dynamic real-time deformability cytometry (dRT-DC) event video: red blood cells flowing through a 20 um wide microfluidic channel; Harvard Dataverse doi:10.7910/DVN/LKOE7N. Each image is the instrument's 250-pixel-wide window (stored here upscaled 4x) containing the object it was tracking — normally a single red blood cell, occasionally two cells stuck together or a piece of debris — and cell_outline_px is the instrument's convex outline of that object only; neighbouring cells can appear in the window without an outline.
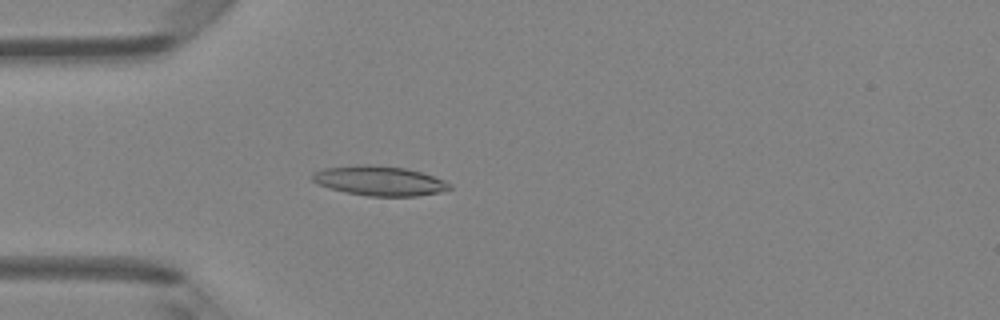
{"species": "Egyptian fruit bat (a non-hibernating species)", "species_latin": "Rousettus aegyptiacus", "temperature_condition": "room temperature", "stored_images_in_passage": 48, "camera_frame_rate_fps": 3000, "um_per_image_px": 0.085, "animal": {"sex": "female"}, "frame": {"image": 1, "passage_image": 14, "time_ms": 4.333, "image_size_px": [1000, 320], "cell_outline_px": [[452, 188], [440, 192], [416, 196], [368, 196], [328, 188], [312, 180], [312, 172], [324, 168], [368, 164], [404, 168], [420, 172], [444, 180], [452, 184]], "centroid_in_image_um": [32.26, 15.37], "position_along_channel_um": 52.7, "area_um2": 23.47}}
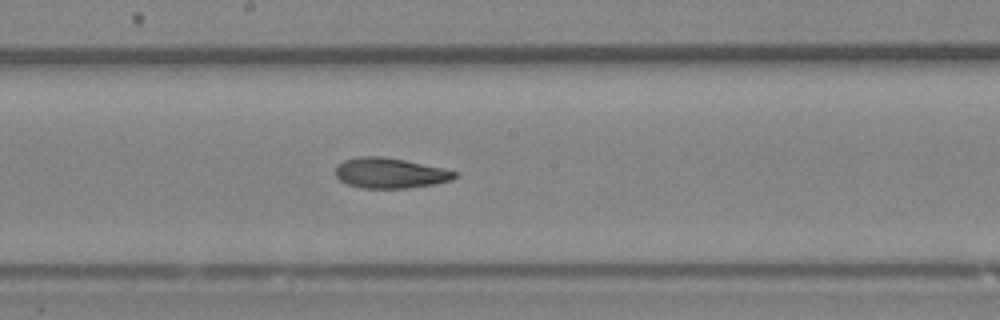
{"frame": {"image": 2, "passage_image": 26, "time_ms": 8.333, "image_size_px": [1000, 320], "cell_outline_px": [[456, 176], [452, 180], [432, 184], [408, 188], [360, 188], [348, 184], [340, 180], [336, 176], [336, 164], [344, 160], [360, 156], [384, 156], [444, 168], [456, 172]], "centroid_in_image_um": [33.12, 14.7], "position_along_channel_um": 215.1, "area_um2": 21.04}}
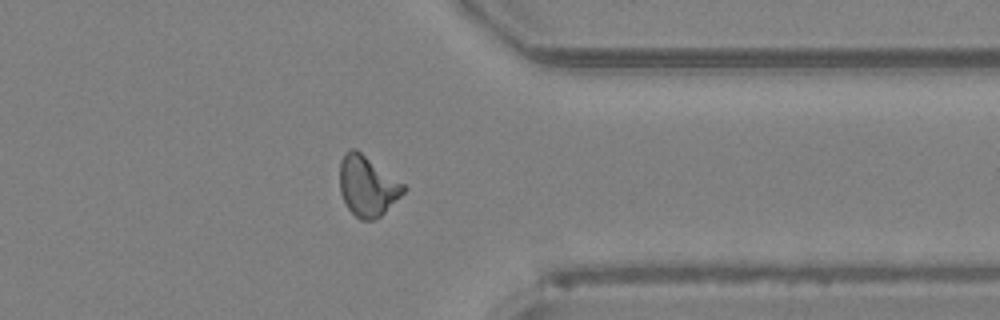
{"frame": {"image": 3, "passage_image": 38, "time_ms": 12.333, "image_size_px": [1000, 320], "cell_outline_px": [[408, 188], [380, 216], [372, 220], [360, 220], [348, 208], [340, 192], [340, 160], [344, 152], [352, 148], [356, 148], [404, 184]], "centroid_in_image_um": [31.21, 15.79], "position_along_channel_um": 380.2, "area_um2": 22.25}, "authors_computed_cell_mechanics": {"area_um2": 21.9351, "velocity_mm_per_s": 4.283, "shape_relaxation_time_tau1_ms": 6.041, "shape_relaxation_time_tau2_ms": 2.8355, "deformation_change_tau1": 0.1644, "deformation_change_tau2": 0.1093}}